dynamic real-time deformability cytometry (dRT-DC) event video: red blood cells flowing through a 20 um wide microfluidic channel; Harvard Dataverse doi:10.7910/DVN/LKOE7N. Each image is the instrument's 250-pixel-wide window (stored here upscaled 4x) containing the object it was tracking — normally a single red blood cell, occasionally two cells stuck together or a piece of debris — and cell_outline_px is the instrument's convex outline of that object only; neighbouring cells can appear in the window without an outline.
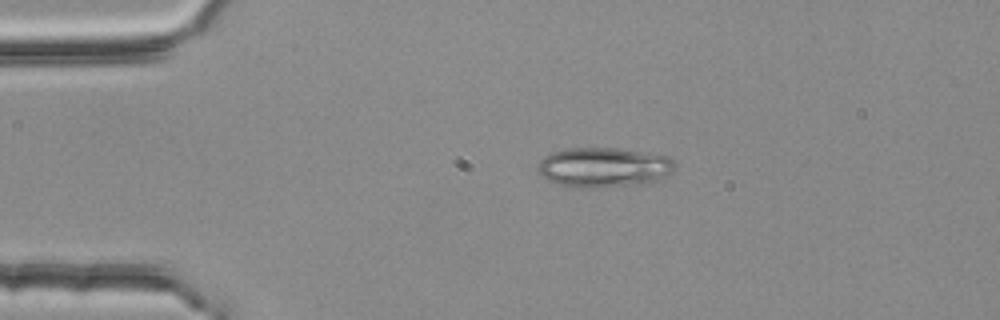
{"species": "common noctule bat (a hibernating species)", "species_latin": "Nyctalus noctula", "temperature_condition": "room temperature", "stored_images_in_passage": 2, "camera_frame_rate_fps": 3000, "um_per_image_px": 0.085, "animal": {"sex": "female", "body_mass_g": 25.1}, "frame": {"image": 1, "passage_image": 1, "time_ms": 0.0, "image_size_px": [1000, 320], "cell_outline_px": [[676, 164], [672, 172], [656, 180], [632, 184], [596, 188], [584, 188], [560, 184], [548, 180], [540, 172], [540, 160], [544, 156], [552, 152], [568, 148], [616, 148], [668, 156]], "centroid_in_image_um": [51.32, 14.21], "position_along_channel_um": 33.7, "area_um2": 31.15}}